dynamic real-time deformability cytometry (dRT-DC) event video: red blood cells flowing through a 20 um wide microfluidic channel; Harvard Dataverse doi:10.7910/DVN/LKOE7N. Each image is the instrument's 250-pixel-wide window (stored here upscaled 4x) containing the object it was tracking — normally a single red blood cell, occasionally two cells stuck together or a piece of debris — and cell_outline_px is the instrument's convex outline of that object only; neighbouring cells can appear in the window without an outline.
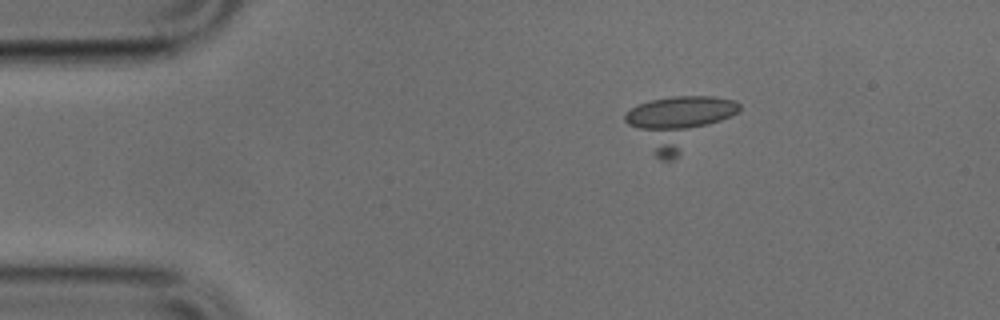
{"species": "common noctule bat (a hibernating species)", "species_latin": "Nyctalus noctula", "temperature_condition": "cold", "stored_images_in_passage": 54, "camera_frame_rate_fps": 3000, "um_per_image_px": 0.085, "animal": {"sex": "male", "body_mass_g": 17.9, "forearm_length_mm": 54.2}, "frame": {"image": 1, "passage_image": 11, "time_ms": 3.333, "image_size_px": [1000, 320], "cell_outline_px": [[740, 112], [672, 160], [660, 160], [656, 156], [624, 120], [624, 116], [632, 108], [640, 104], [652, 100], [672, 96], [712, 96], [736, 100], [740, 104]], "centroid_in_image_um": [57.71, 10.36], "position_along_channel_um": 27.3, "area_um2": 33.87}}